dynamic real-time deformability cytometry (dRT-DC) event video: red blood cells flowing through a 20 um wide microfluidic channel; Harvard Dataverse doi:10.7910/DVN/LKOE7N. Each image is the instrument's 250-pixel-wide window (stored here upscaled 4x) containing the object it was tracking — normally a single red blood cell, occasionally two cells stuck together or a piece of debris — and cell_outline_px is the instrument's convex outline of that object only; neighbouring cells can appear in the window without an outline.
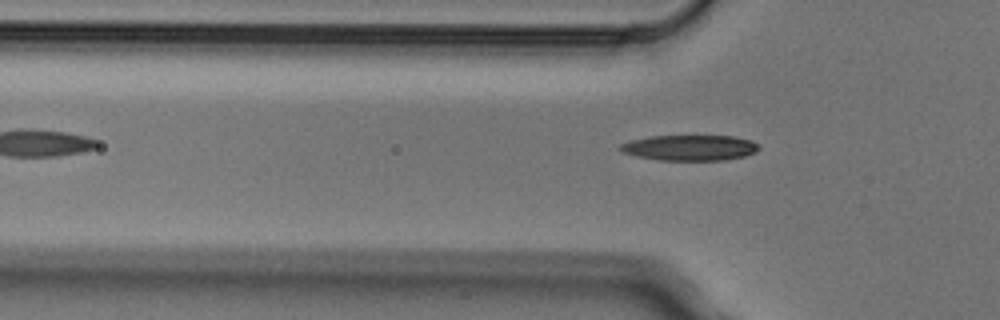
{"species": "Egyptian fruit bat (a non-hibernating species)", "species_latin": "Rousettus aegyptiacus", "temperature_condition": "cold", "stored_images_in_passage": 4, "camera_frame_rate_fps": 3000, "um_per_image_px": 0.085, "animal": {"sex": "male"}, "frame": {"image": 1, "passage_image": 4, "time_ms": 1.0, "image_size_px": [1000, 320], "cell_outline_px": [[760, 148], [756, 152], [744, 156], [724, 160], [660, 160], [636, 156], [624, 152], [616, 148], [620, 144], [632, 140], [648, 136], [736, 136], [752, 140]], "centroid_in_image_um": [58.63, 12.55], "position_along_channel_um": 67.2, "area_um2": 20.69}}